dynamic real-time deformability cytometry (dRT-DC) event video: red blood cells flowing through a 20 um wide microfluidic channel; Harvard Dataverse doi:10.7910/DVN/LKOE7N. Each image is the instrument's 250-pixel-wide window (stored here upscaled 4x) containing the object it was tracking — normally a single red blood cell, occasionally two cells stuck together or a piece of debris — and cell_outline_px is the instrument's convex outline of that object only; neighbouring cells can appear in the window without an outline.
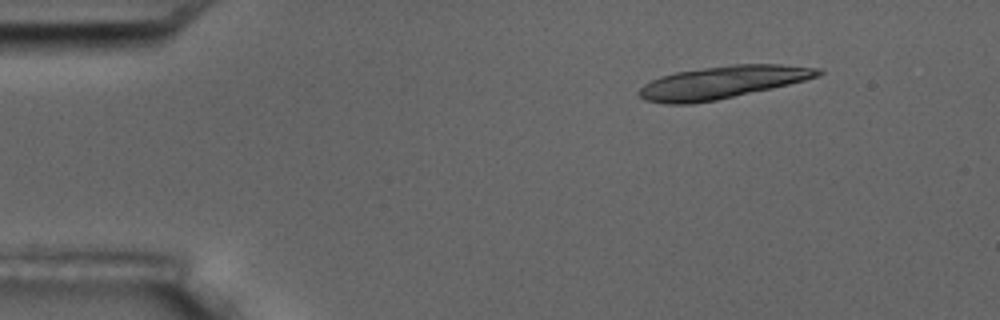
{"species": "common noctule bat (a hibernating species)", "species_latin": "Nyctalus noctula", "temperature_condition": "room temperature", "stored_images_in_passage": 7, "camera_frame_rate_fps": 3000, "um_per_image_px": 0.085, "animal": {"sex": "male", "body_mass_g": 17.5, "forearm_length_mm": 52.3}, "frame": {"image": 1, "passage_image": 2, "time_ms": 2.0, "image_size_px": [1000, 320], "cell_outline_px": [[824, 72], [816, 76], [804, 80], [772, 88], [716, 100], [692, 104], [668, 104], [644, 100], [636, 92], [644, 84], [660, 76], [676, 72], [732, 64], [780, 64], [820, 68]], "centroid_in_image_um": [61.36, 7.0], "position_along_channel_um": 23.6, "area_um2": 33.76}}